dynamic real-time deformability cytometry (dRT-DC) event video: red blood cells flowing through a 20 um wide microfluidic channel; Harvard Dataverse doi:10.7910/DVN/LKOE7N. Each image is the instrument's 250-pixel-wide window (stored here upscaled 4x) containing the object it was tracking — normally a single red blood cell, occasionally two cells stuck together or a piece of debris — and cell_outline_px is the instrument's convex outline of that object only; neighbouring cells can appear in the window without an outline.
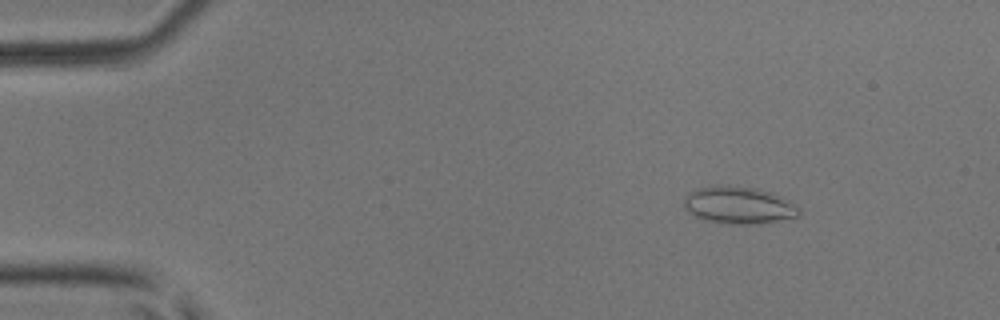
{"species": "common noctule bat (a hibernating species)", "species_latin": "Nyctalus noctula", "temperature_condition": "room temperature", "stored_images_in_passage": 51, "camera_frame_rate_fps": 3000, "um_per_image_px": 0.085, "animal": {"sex": "male", "body_mass_g": 17.9, "forearm_length_mm": 54.2}, "frame": {"image": 1, "passage_image": 7, "time_ms": 2.0, "image_size_px": [1000, 320], "cell_outline_px": [[800, 216], [752, 224], [732, 224], [704, 220], [688, 212], [684, 208], [684, 200], [688, 192], [712, 184], [728, 184], [756, 188], [772, 192], [780, 196], [800, 208]], "centroid_in_image_um": [62.75, 17.41], "position_along_channel_um": 22.2, "area_um2": 25.09}}
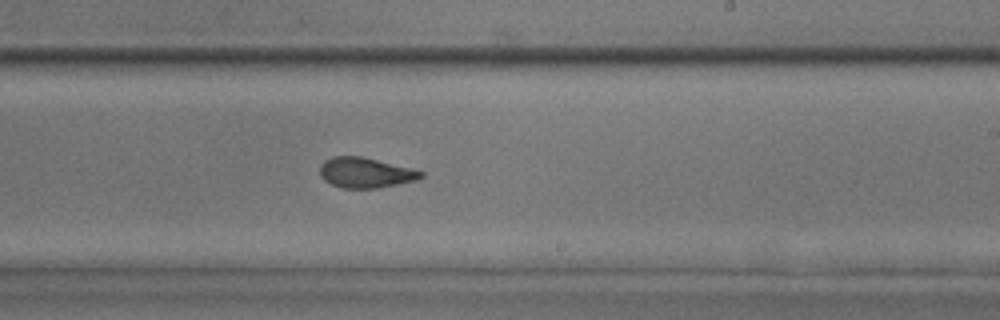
{"frame": {"image": 2, "passage_image": 31, "time_ms": 10.0, "image_size_px": [1000, 320], "cell_outline_px": [[424, 176], [416, 180], [376, 188], [340, 188], [324, 180], [320, 176], [320, 164], [324, 160], [332, 156], [360, 156], [412, 168], [424, 172]], "centroid_in_image_um": [31.04, 14.67], "position_along_channel_um": 258.0, "area_um2": 17.8}}
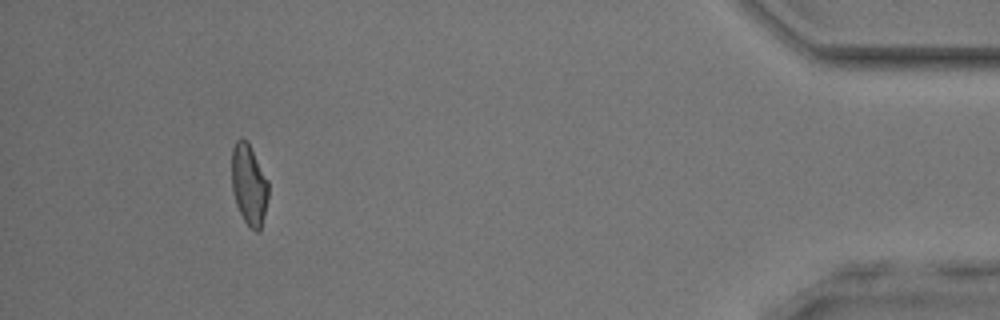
{"frame": {"image": 3, "passage_image": 47, "time_ms": 15.333, "image_size_px": [1000, 320], "cell_outline_px": [[268, 196], [260, 232], [256, 232], [244, 220], [236, 204], [232, 188], [232, 148], [236, 140], [248, 140], [268, 180]], "centroid_in_image_um": [21.17, 15.67], "position_along_channel_um": 414.0, "area_um2": 17.17}, "authors_computed_cell_mechanics": {"area_um2": 18.2648, "velocity_mm_per_s": 4.0802, "shape_relaxation_time_tau1_ms": 5.2872, "shape_relaxation_time_tau2_ms": 1.3593, "deformation_change_tau1": 0.1266, "deformation_change_tau2": 0.0818}}